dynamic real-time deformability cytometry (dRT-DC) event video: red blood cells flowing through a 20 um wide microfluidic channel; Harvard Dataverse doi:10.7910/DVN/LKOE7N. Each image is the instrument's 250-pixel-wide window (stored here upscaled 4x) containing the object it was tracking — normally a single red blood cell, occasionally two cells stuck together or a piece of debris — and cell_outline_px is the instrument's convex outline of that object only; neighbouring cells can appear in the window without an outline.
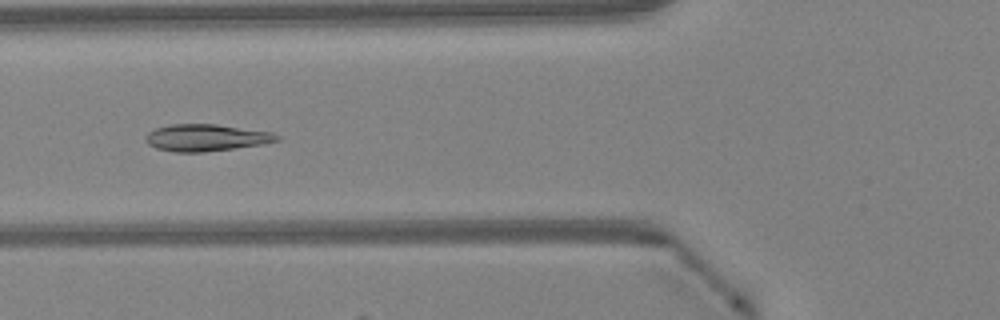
{"species": "Egyptian fruit bat (a non-hibernating species)", "species_latin": "Rousettus aegyptiacus", "temperature_condition": "warm", "stored_images_in_passage": 47, "camera_frame_rate_fps": 3000, "um_per_image_px": 0.085, "animal": {"sex": "female"}, "frame": {"image": 1, "passage_image": 18, "time_ms": 5.667, "image_size_px": [1000, 320], "cell_outline_px": [[280, 140], [264, 144], [236, 148], [204, 152], [176, 152], [156, 148], [148, 144], [144, 140], [144, 136], [148, 132], [156, 128], [172, 124], [216, 124], [272, 132], [280, 136]], "centroid_in_image_um": [17.52, 11.7], "position_along_channel_um": 108.3, "area_um2": 20.69}}
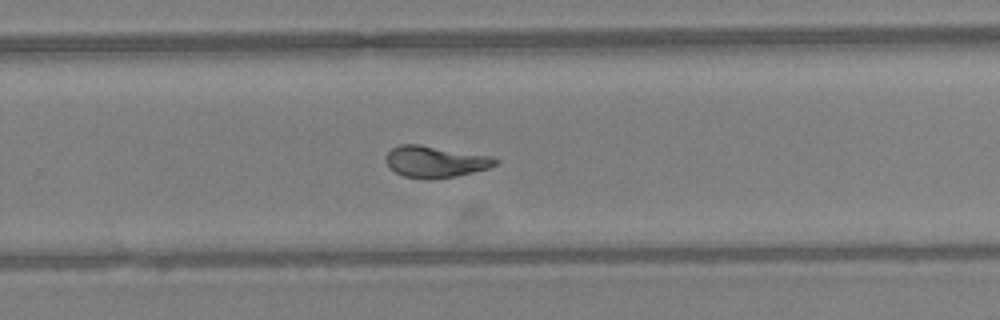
{"frame": {"image": 2, "passage_image": 31, "time_ms": 10.0, "image_size_px": [1000, 320], "cell_outline_px": [[500, 160], [496, 164], [488, 168], [456, 176], [432, 180], [428, 180], [404, 176], [396, 172], [388, 164], [388, 152], [392, 148], [400, 144], [420, 144], [492, 156]], "centroid_in_image_um": [37.04, 13.74], "position_along_channel_um": 292.8, "area_um2": 20.0}}
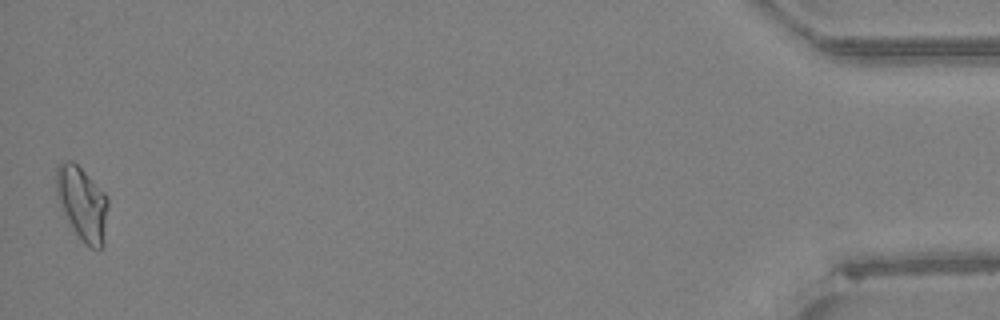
{"frame": {"image": 3, "passage_image": 47, "time_ms": 15.333, "image_size_px": [1000, 320], "cell_outline_px": [[108, 204], [104, 244], [100, 248], [92, 248], [84, 244], [80, 240], [60, 204], [56, 196], [56, 168], [60, 164], [68, 160], [72, 160], [108, 196]], "centroid_in_image_um": [7.01, 17.3], "position_along_channel_um": 428.2, "area_um2": 21.91}, "authors_computed_cell_mechanics": {"area_um2": 20.4034, "velocity_mm_per_s": 4.2687, "shape_relaxation_time_tau1_ms": 7.4378, "shape_relaxation_time_tau2_ms": 0.9867, "deformation_change_tau1": 0.2496, "deformation_change_tau2": 0.0587}}